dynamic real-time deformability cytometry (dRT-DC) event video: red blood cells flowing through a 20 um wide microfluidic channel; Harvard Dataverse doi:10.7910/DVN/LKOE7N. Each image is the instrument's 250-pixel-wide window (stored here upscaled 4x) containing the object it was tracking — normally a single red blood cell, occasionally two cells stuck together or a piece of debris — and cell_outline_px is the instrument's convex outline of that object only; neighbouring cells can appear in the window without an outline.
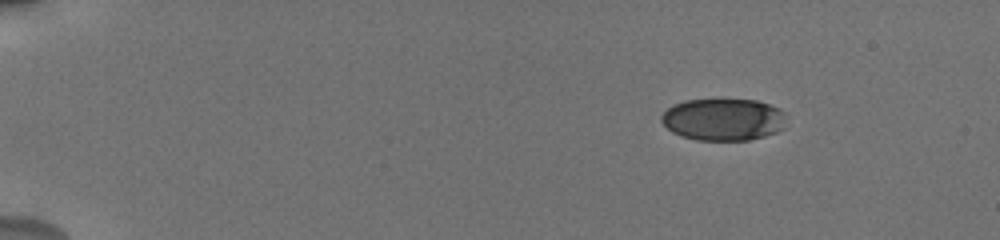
{"species": "human", "species_latin": "Homo sapiens", "temperature_condition": "cold", "stored_images_in_passage": 81, "camera_frame_rate_fps": 3000, "um_per_image_px": 0.085, "donor": {"sex": "male"}, "frame": {"image": 1, "passage_image": 1, "time_ms": 0.0, "image_size_px": [1000, 240], "cell_outline_px": [[784, 128], [776, 132], [764, 136], [748, 140], [696, 140], [672, 132], [660, 120], [660, 116], [672, 104], [684, 100], [756, 100], [780, 108], [784, 112]], "centroid_in_image_um": [61.47, 10.15], "position_along_channel_um": 23.5, "area_um2": 30.58}}
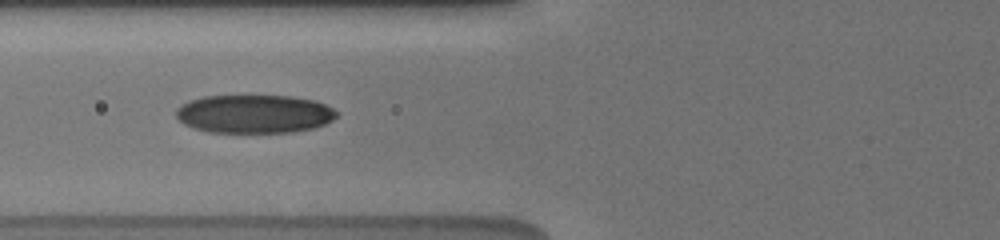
{"frame": {"image": 2, "passage_image": 36, "time_ms": 5.333, "image_size_px": [1000, 240], "cell_outline_px": [[340, 112], [332, 120], [316, 128], [292, 132], [208, 132], [184, 124], [176, 116], [176, 108], [188, 100], [204, 96], [292, 96], [316, 100]], "centroid_in_image_um": [21.63, 9.68], "position_along_channel_um": 104.2, "area_um2": 36.07}}
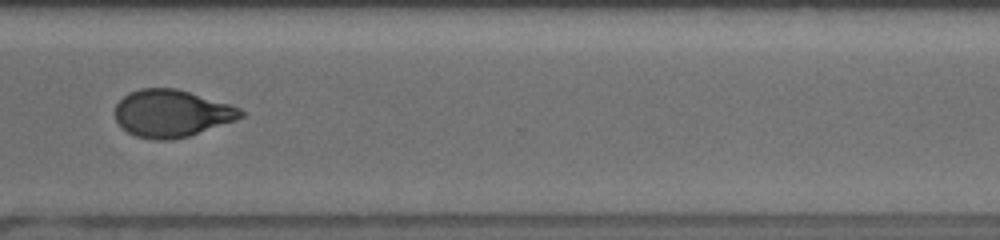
{"frame": {"image": 3, "passage_image": 68, "time_ms": 12.0, "image_size_px": [1000, 240], "cell_outline_px": [[248, 112], [244, 116], [236, 120], [188, 136], [168, 140], [156, 140], [136, 136], [128, 132], [116, 120], [116, 104], [128, 92], [140, 88], [176, 88], [228, 104], [240, 108]], "centroid_in_image_um": [14.6, 9.63], "position_along_channel_um": 356.0, "area_um2": 34.39}, "authors_computed_cell_mechanics": {"area_um2": 34.5644, "velocity_mm_per_s": 3.7815, "shape_relaxation_time_tau1_ms": 4.6242, "shape_relaxation_time_tau2_ms": 2.1504, "deformation_change_tau1": 0.1664, "deformation_change_tau2": 0.0749}}